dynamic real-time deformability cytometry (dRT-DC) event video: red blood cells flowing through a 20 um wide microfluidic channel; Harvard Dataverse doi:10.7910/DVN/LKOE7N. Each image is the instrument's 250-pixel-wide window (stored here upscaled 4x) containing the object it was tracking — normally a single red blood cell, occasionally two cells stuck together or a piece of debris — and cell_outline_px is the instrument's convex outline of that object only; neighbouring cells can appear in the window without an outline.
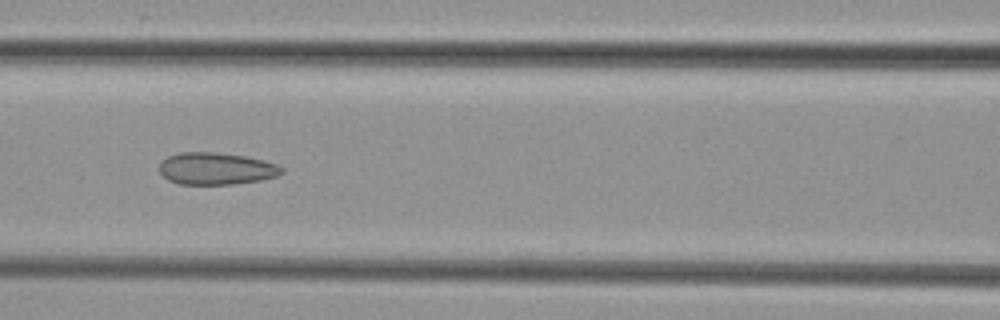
{"species": "common noctule bat (a hibernating species)", "species_latin": "Nyctalus noctula", "temperature_condition": "cold", "stored_images_in_passage": 7, "camera_frame_rate_fps": 3000, "um_per_image_px": 0.085, "animal": {"sex": "female", "body_mass_g": 29.2, "forearm_length_mm": 56.3}, "frame": {"image": 1, "passage_image": 6, "time_ms": 5.667, "image_size_px": [1000, 320], "cell_outline_px": [[284, 172], [276, 176], [260, 180], [232, 184], [180, 184], [168, 180], [160, 172], [160, 160], [168, 156], [180, 152], [216, 152], [244, 156], [264, 160], [276, 164], [284, 168]], "centroid_in_image_um": [18.37, 14.32], "position_along_channel_um": 148.2, "area_um2": 22.89}}
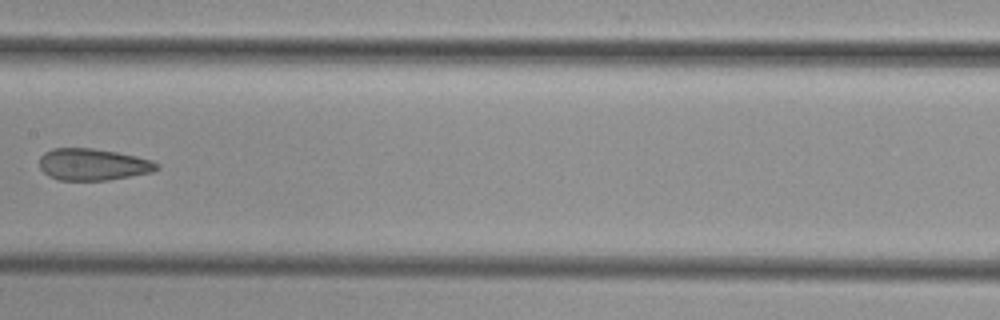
{"frame": {"image": 2, "passage_image": 7, "time_ms": 7.0, "image_size_px": [1000, 320], "cell_outline_px": [[160, 168], [152, 172], [108, 180], [60, 180], [48, 176], [40, 168], [40, 156], [44, 152], [52, 148], [92, 148], [116, 152], [136, 156], [152, 160], [160, 164]], "centroid_in_image_um": [7.91, 13.97], "position_along_channel_um": 199.5, "area_um2": 21.79}}